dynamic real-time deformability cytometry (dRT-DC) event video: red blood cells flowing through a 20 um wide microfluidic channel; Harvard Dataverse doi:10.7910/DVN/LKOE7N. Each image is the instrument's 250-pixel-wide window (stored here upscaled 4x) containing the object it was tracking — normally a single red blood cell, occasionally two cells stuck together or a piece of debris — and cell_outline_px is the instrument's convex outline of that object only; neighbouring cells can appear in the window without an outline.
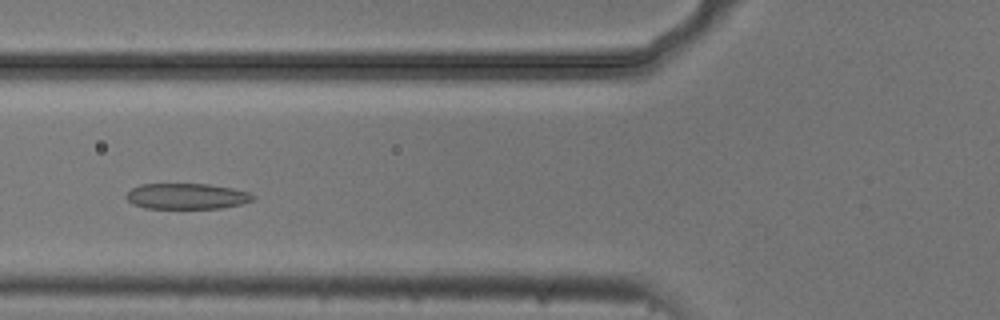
{"species": "common noctule bat (a hibernating species)", "species_latin": "Nyctalus noctula", "temperature_condition": "cold", "stored_images_in_passage": 16, "camera_frame_rate_fps": 3000, "um_per_image_px": 0.085, "animal": {"sex": "male", "body_mass_g": 20.5, "forearm_length_mm": 52.5}, "frame": {"image": 1, "passage_image": 6, "time_ms": 1.667, "image_size_px": [1000, 320], "cell_outline_px": [[256, 200], [240, 204], [220, 208], [144, 208], [132, 204], [124, 196], [132, 188], [140, 184], [208, 184], [232, 188], [248, 192], [256, 196]], "centroid_in_image_um": [15.87, 16.68], "position_along_channel_um": 109.9, "area_um2": 19.07}}
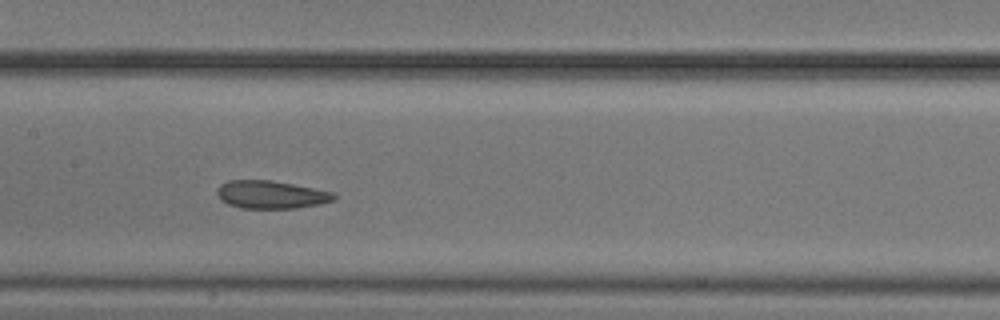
{"frame": {"image": 2, "passage_image": 12, "time_ms": 3.667, "image_size_px": [1000, 320], "cell_outline_px": [[336, 196], [332, 200], [320, 204], [296, 208], [240, 208], [228, 204], [220, 200], [216, 192], [220, 184], [228, 180], [272, 180], [332, 192]], "centroid_in_image_um": [22.98, 16.54], "position_along_channel_um": 184.4, "area_um2": 18.9}}
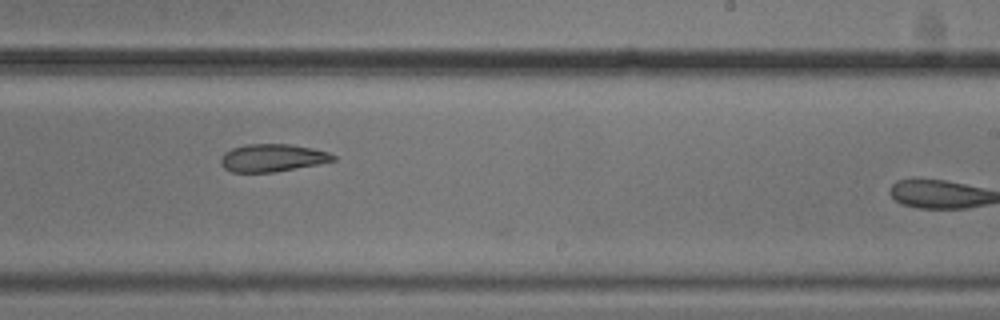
{"frame": {"image": 3, "passage_image": 14, "time_ms": 4.333, "image_size_px": [1000, 320], "cell_outline_px": [[336, 160], [320, 164], [272, 172], [232, 172], [224, 168], [220, 164], [220, 160], [224, 152], [232, 148], [248, 144], [288, 144], [312, 148], [328, 152], [336, 156]], "centroid_in_image_um": [23.15, 13.42], "position_along_channel_um": 265.9, "area_um2": 18.09}}